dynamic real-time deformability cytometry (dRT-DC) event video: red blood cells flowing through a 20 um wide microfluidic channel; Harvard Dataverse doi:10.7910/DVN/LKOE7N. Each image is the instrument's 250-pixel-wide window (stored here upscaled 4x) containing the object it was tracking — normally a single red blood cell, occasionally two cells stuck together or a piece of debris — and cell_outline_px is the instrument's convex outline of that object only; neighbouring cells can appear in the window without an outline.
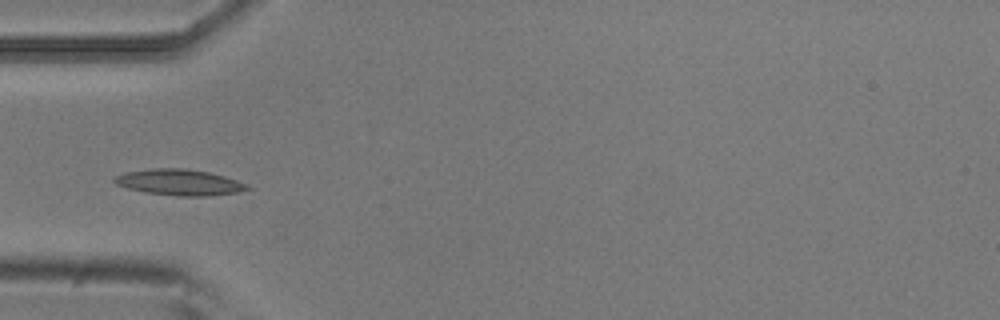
{"species": "common noctule bat (a hibernating species)", "species_latin": "Nyctalus noctula", "temperature_condition": "room temperature", "stored_images_in_passage": 4, "camera_frame_rate_fps": 3000, "um_per_image_px": 0.085, "animal": {"sex": "male", "body_mass_g": 20.5, "forearm_length_mm": 52.5}, "frame": {"image": 1, "passage_image": 4, "time_ms": 1.0, "image_size_px": [1000, 320], "cell_outline_px": [[252, 188], [236, 192], [208, 196], [180, 196], [144, 192], [128, 188], [116, 184], [112, 180], [116, 176], [124, 172], [152, 168], [184, 168], [208, 172], [224, 176], [248, 184]], "centroid_in_image_um": [15.23, 15.49], "position_along_channel_um": 69.8, "area_um2": 20.06}}